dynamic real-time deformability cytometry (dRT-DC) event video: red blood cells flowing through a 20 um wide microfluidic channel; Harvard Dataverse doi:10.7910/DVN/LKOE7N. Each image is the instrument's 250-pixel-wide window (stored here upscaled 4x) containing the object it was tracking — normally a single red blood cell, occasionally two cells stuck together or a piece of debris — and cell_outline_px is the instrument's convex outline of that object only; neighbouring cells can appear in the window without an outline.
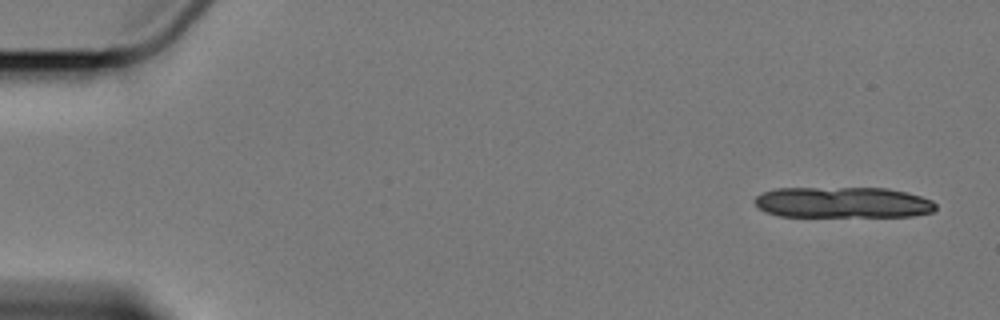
{"species": "Egyptian fruit bat (a non-hibernating species)", "species_latin": "Rousettus aegyptiacus", "temperature_condition": "cold", "stored_images_in_passage": 7, "camera_frame_rate_fps": 3000, "um_per_image_px": 0.085, "animal": {"sex": "female"}, "frame": {"image": 1, "passage_image": 1, "time_ms": 0.0, "image_size_px": [1000, 320], "cell_outline_px": [[936, 208], [932, 212], [912, 216], [780, 216], [764, 212], [756, 208], [752, 200], [760, 192], [776, 188], [888, 188], [908, 192], [932, 200], [936, 204]], "centroid_in_image_um": [71.58, 17.2], "position_along_channel_um": 13.4, "area_um2": 33.06}}
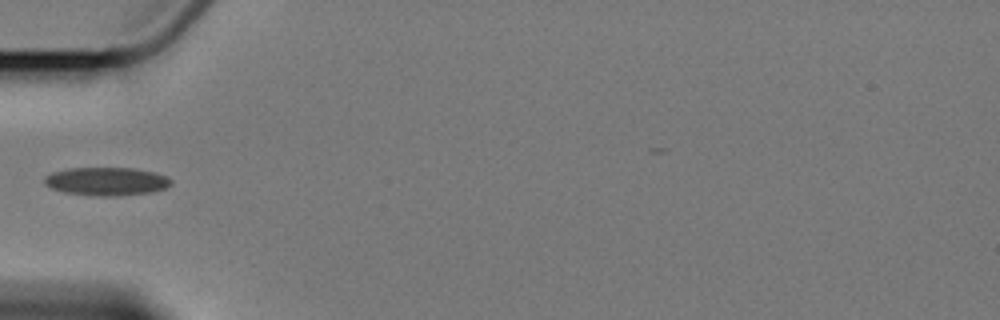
{"frame": {"image": 2, "passage_image": 6, "time_ms": 6.0, "image_size_px": [1000, 320], "cell_outline_px": [[172, 184], [164, 188], [152, 192], [116, 196], [100, 196], [64, 192], [52, 188], [44, 184], [44, 176], [52, 172], [68, 168], [136, 168], [156, 172], [168, 176], [172, 180]], "centroid_in_image_um": [9.08, 15.4], "position_along_channel_um": 75.9, "area_um2": 20.98}}
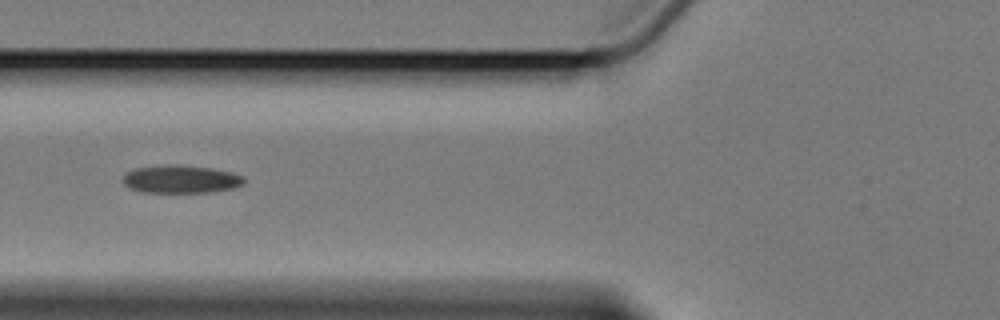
{"frame": {"image": 3, "passage_image": 7, "time_ms": 7.0, "image_size_px": [1000, 320], "cell_outline_px": [[244, 184], [232, 188], [212, 192], [140, 192], [128, 188], [124, 184], [124, 176], [128, 172], [136, 168], [168, 164], [180, 164], [212, 168], [232, 172], [244, 176]], "centroid_in_image_um": [15.39, 15.22], "position_along_channel_um": 110.4, "area_um2": 19.83}}